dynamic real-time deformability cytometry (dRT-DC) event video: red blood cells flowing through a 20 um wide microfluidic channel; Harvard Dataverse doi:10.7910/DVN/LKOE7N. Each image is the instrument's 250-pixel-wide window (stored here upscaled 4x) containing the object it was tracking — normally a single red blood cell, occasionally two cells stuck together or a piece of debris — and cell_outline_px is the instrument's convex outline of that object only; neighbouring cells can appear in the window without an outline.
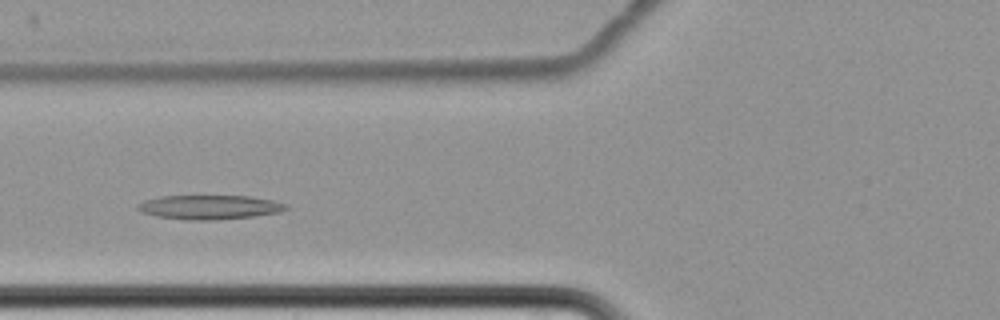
{"species": "common noctule bat (a hibernating species)", "species_latin": "Nyctalus noctula", "temperature_condition": "cold", "stored_images_in_passage": 7, "camera_frame_rate_fps": 3000, "um_per_image_px": 0.085, "animal": {"sex": "female", "body_mass_g": 22.7, "forearm_length_mm": 54.2}, "frame": {"image": 1, "passage_image": 5, "time_ms": 4.667, "image_size_px": [1000, 320], "cell_outline_px": [[292, 208], [280, 212], [252, 216], [212, 220], [188, 220], [156, 216], [140, 212], [136, 208], [136, 204], [144, 200], [160, 196], [252, 196], [272, 200], [288, 204]], "centroid_in_image_um": [17.81, 17.6], "position_along_channel_um": 108.0, "area_um2": 21.1}}
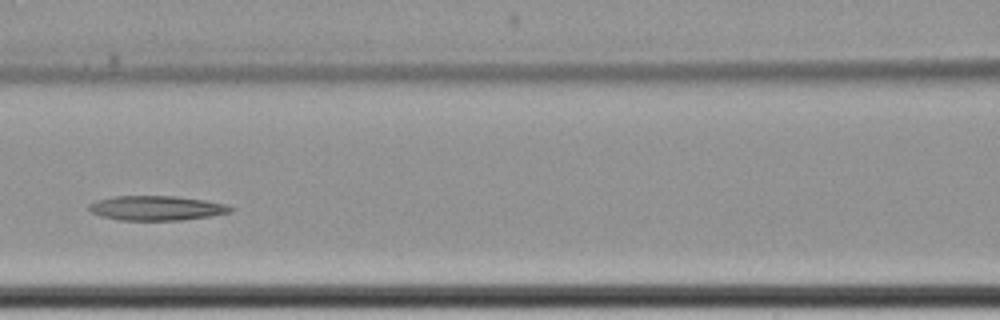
{"frame": {"image": 2, "passage_image": 6, "time_ms": 6.0, "image_size_px": [1000, 320], "cell_outline_px": [[236, 208], [232, 212], [212, 216], [180, 220], [120, 220], [100, 216], [92, 212], [88, 208], [88, 204], [96, 200], [116, 196], [172, 196], [204, 200], [224, 204]], "centroid_in_image_um": [13.31, 17.69], "position_along_channel_um": 153.3, "area_um2": 20.29}}
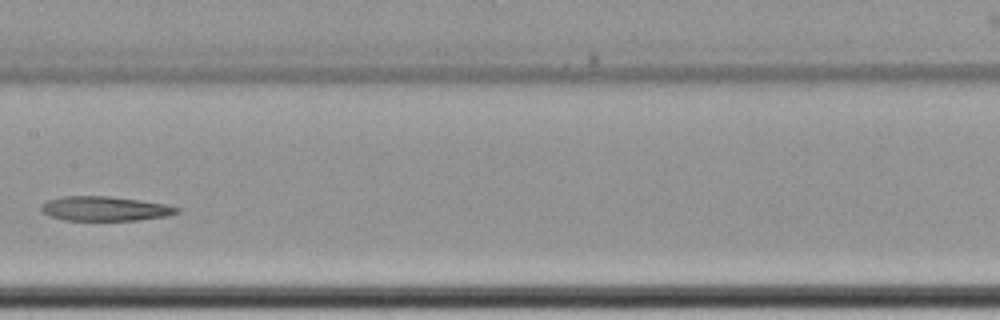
{"frame": {"image": 3, "passage_image": 7, "time_ms": 7.333, "image_size_px": [1000, 320], "cell_outline_px": [[180, 212], [168, 216], [136, 220], [64, 220], [52, 216], [44, 212], [40, 208], [40, 204], [48, 200], [64, 196], [112, 196], [140, 200], [164, 204], [180, 208]], "centroid_in_image_um": [8.93, 17.73], "position_along_channel_um": 198.5, "area_um2": 19.31}}